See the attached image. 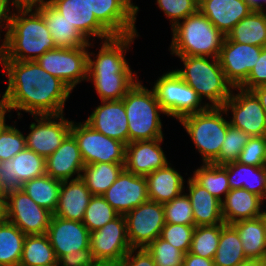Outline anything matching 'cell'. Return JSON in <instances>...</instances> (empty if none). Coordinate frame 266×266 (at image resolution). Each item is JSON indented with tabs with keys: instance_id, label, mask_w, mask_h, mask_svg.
I'll list each match as a JSON object with an SVG mask.
<instances>
[{
	"instance_id": "6125c7cd",
	"label": "cell",
	"mask_w": 266,
	"mask_h": 266,
	"mask_svg": "<svg viewBox=\"0 0 266 266\" xmlns=\"http://www.w3.org/2000/svg\"><path fill=\"white\" fill-rule=\"evenodd\" d=\"M7 113H9V111L6 110L4 107L0 110V129L6 124V117H11V114L7 115Z\"/></svg>"
},
{
	"instance_id": "8d00e7d4",
	"label": "cell",
	"mask_w": 266,
	"mask_h": 266,
	"mask_svg": "<svg viewBox=\"0 0 266 266\" xmlns=\"http://www.w3.org/2000/svg\"><path fill=\"white\" fill-rule=\"evenodd\" d=\"M247 260L237 231L228 224H221L219 245L213 259L214 266H238Z\"/></svg>"
},
{
	"instance_id": "ee69618b",
	"label": "cell",
	"mask_w": 266,
	"mask_h": 266,
	"mask_svg": "<svg viewBox=\"0 0 266 266\" xmlns=\"http://www.w3.org/2000/svg\"><path fill=\"white\" fill-rule=\"evenodd\" d=\"M165 223L194 225L191 201L185 191L170 202L163 204Z\"/></svg>"
},
{
	"instance_id": "c3c4849f",
	"label": "cell",
	"mask_w": 266,
	"mask_h": 266,
	"mask_svg": "<svg viewBox=\"0 0 266 266\" xmlns=\"http://www.w3.org/2000/svg\"><path fill=\"white\" fill-rule=\"evenodd\" d=\"M238 162L256 167L266 166V136L251 137L240 152Z\"/></svg>"
},
{
	"instance_id": "d590c367",
	"label": "cell",
	"mask_w": 266,
	"mask_h": 266,
	"mask_svg": "<svg viewBox=\"0 0 266 266\" xmlns=\"http://www.w3.org/2000/svg\"><path fill=\"white\" fill-rule=\"evenodd\" d=\"M58 265L54 249L46 234L26 235L19 266Z\"/></svg>"
},
{
	"instance_id": "7c38bea8",
	"label": "cell",
	"mask_w": 266,
	"mask_h": 266,
	"mask_svg": "<svg viewBox=\"0 0 266 266\" xmlns=\"http://www.w3.org/2000/svg\"><path fill=\"white\" fill-rule=\"evenodd\" d=\"M35 122L29 125L25 135L26 148L45 159L55 152L70 133L73 120L63 114L31 115Z\"/></svg>"
},
{
	"instance_id": "60d3db41",
	"label": "cell",
	"mask_w": 266,
	"mask_h": 266,
	"mask_svg": "<svg viewBox=\"0 0 266 266\" xmlns=\"http://www.w3.org/2000/svg\"><path fill=\"white\" fill-rule=\"evenodd\" d=\"M120 214L104 199L103 196L93 195L85 210L82 223L91 233L111 222Z\"/></svg>"
},
{
	"instance_id": "94428289",
	"label": "cell",
	"mask_w": 266,
	"mask_h": 266,
	"mask_svg": "<svg viewBox=\"0 0 266 266\" xmlns=\"http://www.w3.org/2000/svg\"><path fill=\"white\" fill-rule=\"evenodd\" d=\"M92 266H124L123 260L119 261H96Z\"/></svg>"
},
{
	"instance_id": "91938a15",
	"label": "cell",
	"mask_w": 266,
	"mask_h": 266,
	"mask_svg": "<svg viewBox=\"0 0 266 266\" xmlns=\"http://www.w3.org/2000/svg\"><path fill=\"white\" fill-rule=\"evenodd\" d=\"M238 266H266V259H247Z\"/></svg>"
},
{
	"instance_id": "1f68e13d",
	"label": "cell",
	"mask_w": 266,
	"mask_h": 266,
	"mask_svg": "<svg viewBox=\"0 0 266 266\" xmlns=\"http://www.w3.org/2000/svg\"><path fill=\"white\" fill-rule=\"evenodd\" d=\"M224 166L227 169L230 190L244 188L266 200V166L244 165L238 161Z\"/></svg>"
},
{
	"instance_id": "277c9868",
	"label": "cell",
	"mask_w": 266,
	"mask_h": 266,
	"mask_svg": "<svg viewBox=\"0 0 266 266\" xmlns=\"http://www.w3.org/2000/svg\"><path fill=\"white\" fill-rule=\"evenodd\" d=\"M171 55L218 58L225 35L199 10L172 29Z\"/></svg>"
},
{
	"instance_id": "4316f807",
	"label": "cell",
	"mask_w": 266,
	"mask_h": 266,
	"mask_svg": "<svg viewBox=\"0 0 266 266\" xmlns=\"http://www.w3.org/2000/svg\"><path fill=\"white\" fill-rule=\"evenodd\" d=\"M92 196L81 178L61 181L57 209L53 215L82 222Z\"/></svg>"
},
{
	"instance_id": "b9f144b4",
	"label": "cell",
	"mask_w": 266,
	"mask_h": 266,
	"mask_svg": "<svg viewBox=\"0 0 266 266\" xmlns=\"http://www.w3.org/2000/svg\"><path fill=\"white\" fill-rule=\"evenodd\" d=\"M251 136L231 125L228 126L226 137L222 143L218 158L213 162L217 165H225L238 161L240 152L248 143Z\"/></svg>"
},
{
	"instance_id": "d4e9b609",
	"label": "cell",
	"mask_w": 266,
	"mask_h": 266,
	"mask_svg": "<svg viewBox=\"0 0 266 266\" xmlns=\"http://www.w3.org/2000/svg\"><path fill=\"white\" fill-rule=\"evenodd\" d=\"M264 201L260 196L244 188L231 189L221 201V213L225 224L254 219L263 215ZM264 205V206H263Z\"/></svg>"
},
{
	"instance_id": "d6a6232c",
	"label": "cell",
	"mask_w": 266,
	"mask_h": 266,
	"mask_svg": "<svg viewBox=\"0 0 266 266\" xmlns=\"http://www.w3.org/2000/svg\"><path fill=\"white\" fill-rule=\"evenodd\" d=\"M226 37L237 43L266 46V12L251 11Z\"/></svg>"
},
{
	"instance_id": "681fc988",
	"label": "cell",
	"mask_w": 266,
	"mask_h": 266,
	"mask_svg": "<svg viewBox=\"0 0 266 266\" xmlns=\"http://www.w3.org/2000/svg\"><path fill=\"white\" fill-rule=\"evenodd\" d=\"M261 85H266V46L262 47L258 61L250 71L247 80L239 88L251 91Z\"/></svg>"
},
{
	"instance_id": "d6986e66",
	"label": "cell",
	"mask_w": 266,
	"mask_h": 266,
	"mask_svg": "<svg viewBox=\"0 0 266 266\" xmlns=\"http://www.w3.org/2000/svg\"><path fill=\"white\" fill-rule=\"evenodd\" d=\"M102 196L116 212L125 215L149 200L147 179L124 169Z\"/></svg>"
},
{
	"instance_id": "ab89813d",
	"label": "cell",
	"mask_w": 266,
	"mask_h": 266,
	"mask_svg": "<svg viewBox=\"0 0 266 266\" xmlns=\"http://www.w3.org/2000/svg\"><path fill=\"white\" fill-rule=\"evenodd\" d=\"M221 236V224L195 226L190 253L207 259H214Z\"/></svg>"
},
{
	"instance_id": "603a6c76",
	"label": "cell",
	"mask_w": 266,
	"mask_h": 266,
	"mask_svg": "<svg viewBox=\"0 0 266 266\" xmlns=\"http://www.w3.org/2000/svg\"><path fill=\"white\" fill-rule=\"evenodd\" d=\"M48 3L75 26L89 41L107 40L113 36L97 21L86 0H49ZM92 37V38H91Z\"/></svg>"
},
{
	"instance_id": "9a60e30c",
	"label": "cell",
	"mask_w": 266,
	"mask_h": 266,
	"mask_svg": "<svg viewBox=\"0 0 266 266\" xmlns=\"http://www.w3.org/2000/svg\"><path fill=\"white\" fill-rule=\"evenodd\" d=\"M91 13L112 35L126 36L138 33L135 23L139 7L132 0H86Z\"/></svg>"
},
{
	"instance_id": "7a4b0ae2",
	"label": "cell",
	"mask_w": 266,
	"mask_h": 266,
	"mask_svg": "<svg viewBox=\"0 0 266 266\" xmlns=\"http://www.w3.org/2000/svg\"><path fill=\"white\" fill-rule=\"evenodd\" d=\"M139 36H113L101 41L98 53L88 50L87 82L94 85L101 101L121 100L139 79L125 57Z\"/></svg>"
},
{
	"instance_id": "5bb4252c",
	"label": "cell",
	"mask_w": 266,
	"mask_h": 266,
	"mask_svg": "<svg viewBox=\"0 0 266 266\" xmlns=\"http://www.w3.org/2000/svg\"><path fill=\"white\" fill-rule=\"evenodd\" d=\"M127 237L132 248H145L161 235L165 225L163 204L148 200L125 215Z\"/></svg>"
},
{
	"instance_id": "ffe728a7",
	"label": "cell",
	"mask_w": 266,
	"mask_h": 266,
	"mask_svg": "<svg viewBox=\"0 0 266 266\" xmlns=\"http://www.w3.org/2000/svg\"><path fill=\"white\" fill-rule=\"evenodd\" d=\"M90 234L82 222L54 215L46 232L57 260L71 251L90 248Z\"/></svg>"
},
{
	"instance_id": "9c48e42d",
	"label": "cell",
	"mask_w": 266,
	"mask_h": 266,
	"mask_svg": "<svg viewBox=\"0 0 266 266\" xmlns=\"http://www.w3.org/2000/svg\"><path fill=\"white\" fill-rule=\"evenodd\" d=\"M89 46L77 48H55L45 52L36 62L49 74L59 78L72 91L82 81H87Z\"/></svg>"
},
{
	"instance_id": "484cf974",
	"label": "cell",
	"mask_w": 266,
	"mask_h": 266,
	"mask_svg": "<svg viewBox=\"0 0 266 266\" xmlns=\"http://www.w3.org/2000/svg\"><path fill=\"white\" fill-rule=\"evenodd\" d=\"M198 10L225 37L240 20L252 11L244 0H199Z\"/></svg>"
},
{
	"instance_id": "3957f363",
	"label": "cell",
	"mask_w": 266,
	"mask_h": 266,
	"mask_svg": "<svg viewBox=\"0 0 266 266\" xmlns=\"http://www.w3.org/2000/svg\"><path fill=\"white\" fill-rule=\"evenodd\" d=\"M4 30L0 60L36 61L56 48L45 20L35 8L13 9Z\"/></svg>"
},
{
	"instance_id": "bcb514c9",
	"label": "cell",
	"mask_w": 266,
	"mask_h": 266,
	"mask_svg": "<svg viewBox=\"0 0 266 266\" xmlns=\"http://www.w3.org/2000/svg\"><path fill=\"white\" fill-rule=\"evenodd\" d=\"M157 7L169 19L171 29L198 11L199 0H156Z\"/></svg>"
},
{
	"instance_id": "52a82bcc",
	"label": "cell",
	"mask_w": 266,
	"mask_h": 266,
	"mask_svg": "<svg viewBox=\"0 0 266 266\" xmlns=\"http://www.w3.org/2000/svg\"><path fill=\"white\" fill-rule=\"evenodd\" d=\"M223 114L229 116L223 107H207L178 121L200 153L203 164L213 163L219 156L230 125Z\"/></svg>"
},
{
	"instance_id": "4fadbf2b",
	"label": "cell",
	"mask_w": 266,
	"mask_h": 266,
	"mask_svg": "<svg viewBox=\"0 0 266 266\" xmlns=\"http://www.w3.org/2000/svg\"><path fill=\"white\" fill-rule=\"evenodd\" d=\"M7 220L25 235L46 234L53 213L39 206L22 189L6 194Z\"/></svg>"
},
{
	"instance_id": "4dcf8cb0",
	"label": "cell",
	"mask_w": 266,
	"mask_h": 266,
	"mask_svg": "<svg viewBox=\"0 0 266 266\" xmlns=\"http://www.w3.org/2000/svg\"><path fill=\"white\" fill-rule=\"evenodd\" d=\"M231 226L237 231L247 259H266V226L262 216L237 221Z\"/></svg>"
},
{
	"instance_id": "6da1fadb",
	"label": "cell",
	"mask_w": 266,
	"mask_h": 266,
	"mask_svg": "<svg viewBox=\"0 0 266 266\" xmlns=\"http://www.w3.org/2000/svg\"><path fill=\"white\" fill-rule=\"evenodd\" d=\"M8 77L2 95L3 107L30 115L63 114L72 90L59 78L46 72L36 61L0 60ZM20 111V112H19ZM21 114V115H20Z\"/></svg>"
},
{
	"instance_id": "f907efd6",
	"label": "cell",
	"mask_w": 266,
	"mask_h": 266,
	"mask_svg": "<svg viewBox=\"0 0 266 266\" xmlns=\"http://www.w3.org/2000/svg\"><path fill=\"white\" fill-rule=\"evenodd\" d=\"M96 262L90 248L69 252L58 260V266H92Z\"/></svg>"
},
{
	"instance_id": "7402d4cb",
	"label": "cell",
	"mask_w": 266,
	"mask_h": 266,
	"mask_svg": "<svg viewBox=\"0 0 266 266\" xmlns=\"http://www.w3.org/2000/svg\"><path fill=\"white\" fill-rule=\"evenodd\" d=\"M164 138L130 142L125 147L126 171L139 176H147L166 166L169 161L161 143Z\"/></svg>"
},
{
	"instance_id": "e7e4bbea",
	"label": "cell",
	"mask_w": 266,
	"mask_h": 266,
	"mask_svg": "<svg viewBox=\"0 0 266 266\" xmlns=\"http://www.w3.org/2000/svg\"><path fill=\"white\" fill-rule=\"evenodd\" d=\"M264 223H265V226H266V212L264 211Z\"/></svg>"
},
{
	"instance_id": "ac0fdd59",
	"label": "cell",
	"mask_w": 266,
	"mask_h": 266,
	"mask_svg": "<svg viewBox=\"0 0 266 266\" xmlns=\"http://www.w3.org/2000/svg\"><path fill=\"white\" fill-rule=\"evenodd\" d=\"M45 174V158L27 148L10 160L0 161V186L5 194L22 189L24 182Z\"/></svg>"
},
{
	"instance_id": "e0dca14e",
	"label": "cell",
	"mask_w": 266,
	"mask_h": 266,
	"mask_svg": "<svg viewBox=\"0 0 266 266\" xmlns=\"http://www.w3.org/2000/svg\"><path fill=\"white\" fill-rule=\"evenodd\" d=\"M262 47L237 43L225 37L218 60L227 81L239 88L258 61Z\"/></svg>"
},
{
	"instance_id": "8fae6325",
	"label": "cell",
	"mask_w": 266,
	"mask_h": 266,
	"mask_svg": "<svg viewBox=\"0 0 266 266\" xmlns=\"http://www.w3.org/2000/svg\"><path fill=\"white\" fill-rule=\"evenodd\" d=\"M223 108L227 115L231 112L232 117L229 120L231 126L251 137L266 136V113L252 91L233 88Z\"/></svg>"
},
{
	"instance_id": "5b68a950",
	"label": "cell",
	"mask_w": 266,
	"mask_h": 266,
	"mask_svg": "<svg viewBox=\"0 0 266 266\" xmlns=\"http://www.w3.org/2000/svg\"><path fill=\"white\" fill-rule=\"evenodd\" d=\"M184 67L176 73L191 86L208 107H223L233 86L227 81L218 58L177 56ZM208 100V102H205Z\"/></svg>"
},
{
	"instance_id": "be15d7a7",
	"label": "cell",
	"mask_w": 266,
	"mask_h": 266,
	"mask_svg": "<svg viewBox=\"0 0 266 266\" xmlns=\"http://www.w3.org/2000/svg\"><path fill=\"white\" fill-rule=\"evenodd\" d=\"M3 108V101L0 99V110Z\"/></svg>"
},
{
	"instance_id": "44dd1931",
	"label": "cell",
	"mask_w": 266,
	"mask_h": 266,
	"mask_svg": "<svg viewBox=\"0 0 266 266\" xmlns=\"http://www.w3.org/2000/svg\"><path fill=\"white\" fill-rule=\"evenodd\" d=\"M85 122L105 136L129 144L128 120L122 100L101 101Z\"/></svg>"
},
{
	"instance_id": "2e32d148",
	"label": "cell",
	"mask_w": 266,
	"mask_h": 266,
	"mask_svg": "<svg viewBox=\"0 0 266 266\" xmlns=\"http://www.w3.org/2000/svg\"><path fill=\"white\" fill-rule=\"evenodd\" d=\"M124 215L90 234V249L96 261H119L131 249Z\"/></svg>"
},
{
	"instance_id": "e575fe53",
	"label": "cell",
	"mask_w": 266,
	"mask_h": 266,
	"mask_svg": "<svg viewBox=\"0 0 266 266\" xmlns=\"http://www.w3.org/2000/svg\"><path fill=\"white\" fill-rule=\"evenodd\" d=\"M61 181L45 174L23 183L22 190L39 206L54 214L57 209Z\"/></svg>"
},
{
	"instance_id": "74e56055",
	"label": "cell",
	"mask_w": 266,
	"mask_h": 266,
	"mask_svg": "<svg viewBox=\"0 0 266 266\" xmlns=\"http://www.w3.org/2000/svg\"><path fill=\"white\" fill-rule=\"evenodd\" d=\"M25 237L10 221L0 222V266H19Z\"/></svg>"
},
{
	"instance_id": "f546056e",
	"label": "cell",
	"mask_w": 266,
	"mask_h": 266,
	"mask_svg": "<svg viewBox=\"0 0 266 266\" xmlns=\"http://www.w3.org/2000/svg\"><path fill=\"white\" fill-rule=\"evenodd\" d=\"M149 200L161 204L170 202L185 191L184 177L169 162L146 176Z\"/></svg>"
},
{
	"instance_id": "03108f58",
	"label": "cell",
	"mask_w": 266,
	"mask_h": 266,
	"mask_svg": "<svg viewBox=\"0 0 266 266\" xmlns=\"http://www.w3.org/2000/svg\"><path fill=\"white\" fill-rule=\"evenodd\" d=\"M0 194H5L0 186Z\"/></svg>"
},
{
	"instance_id": "7bdbcfd3",
	"label": "cell",
	"mask_w": 266,
	"mask_h": 266,
	"mask_svg": "<svg viewBox=\"0 0 266 266\" xmlns=\"http://www.w3.org/2000/svg\"><path fill=\"white\" fill-rule=\"evenodd\" d=\"M145 249L153 258L156 266H183L185 254L160 236Z\"/></svg>"
},
{
	"instance_id": "7dc6e473",
	"label": "cell",
	"mask_w": 266,
	"mask_h": 266,
	"mask_svg": "<svg viewBox=\"0 0 266 266\" xmlns=\"http://www.w3.org/2000/svg\"><path fill=\"white\" fill-rule=\"evenodd\" d=\"M194 229V225L165 223L160 237L186 254L190 250Z\"/></svg>"
},
{
	"instance_id": "11a10c76",
	"label": "cell",
	"mask_w": 266,
	"mask_h": 266,
	"mask_svg": "<svg viewBox=\"0 0 266 266\" xmlns=\"http://www.w3.org/2000/svg\"><path fill=\"white\" fill-rule=\"evenodd\" d=\"M49 0H10L13 9H28L41 6Z\"/></svg>"
},
{
	"instance_id": "6f0895ef",
	"label": "cell",
	"mask_w": 266,
	"mask_h": 266,
	"mask_svg": "<svg viewBox=\"0 0 266 266\" xmlns=\"http://www.w3.org/2000/svg\"><path fill=\"white\" fill-rule=\"evenodd\" d=\"M252 11L266 12V0H244Z\"/></svg>"
},
{
	"instance_id": "83f0119b",
	"label": "cell",
	"mask_w": 266,
	"mask_h": 266,
	"mask_svg": "<svg viewBox=\"0 0 266 266\" xmlns=\"http://www.w3.org/2000/svg\"><path fill=\"white\" fill-rule=\"evenodd\" d=\"M45 20L56 48L89 46V41L48 2L35 8Z\"/></svg>"
},
{
	"instance_id": "816d5d0a",
	"label": "cell",
	"mask_w": 266,
	"mask_h": 266,
	"mask_svg": "<svg viewBox=\"0 0 266 266\" xmlns=\"http://www.w3.org/2000/svg\"><path fill=\"white\" fill-rule=\"evenodd\" d=\"M124 266H156L145 248H131L123 258Z\"/></svg>"
},
{
	"instance_id": "cb8c5ba5",
	"label": "cell",
	"mask_w": 266,
	"mask_h": 266,
	"mask_svg": "<svg viewBox=\"0 0 266 266\" xmlns=\"http://www.w3.org/2000/svg\"><path fill=\"white\" fill-rule=\"evenodd\" d=\"M84 166L77 141L71 133L65 137L58 149L45 159L46 174L60 181L80 178Z\"/></svg>"
},
{
	"instance_id": "836d02e7",
	"label": "cell",
	"mask_w": 266,
	"mask_h": 266,
	"mask_svg": "<svg viewBox=\"0 0 266 266\" xmlns=\"http://www.w3.org/2000/svg\"><path fill=\"white\" fill-rule=\"evenodd\" d=\"M125 163H94L85 165L81 179L92 195L102 196L125 169Z\"/></svg>"
},
{
	"instance_id": "003e7915",
	"label": "cell",
	"mask_w": 266,
	"mask_h": 266,
	"mask_svg": "<svg viewBox=\"0 0 266 266\" xmlns=\"http://www.w3.org/2000/svg\"><path fill=\"white\" fill-rule=\"evenodd\" d=\"M0 33H2L1 31H0ZM1 34H0V40H1ZM0 54H1V44H0Z\"/></svg>"
},
{
	"instance_id": "30bf717a",
	"label": "cell",
	"mask_w": 266,
	"mask_h": 266,
	"mask_svg": "<svg viewBox=\"0 0 266 266\" xmlns=\"http://www.w3.org/2000/svg\"><path fill=\"white\" fill-rule=\"evenodd\" d=\"M70 133L75 137L85 165L125 163V147L121 141L94 130L85 121H73Z\"/></svg>"
},
{
	"instance_id": "f6af8a7d",
	"label": "cell",
	"mask_w": 266,
	"mask_h": 266,
	"mask_svg": "<svg viewBox=\"0 0 266 266\" xmlns=\"http://www.w3.org/2000/svg\"><path fill=\"white\" fill-rule=\"evenodd\" d=\"M26 148L25 135L16 125L7 123L0 129V161L12 159Z\"/></svg>"
},
{
	"instance_id": "f5cc1de1",
	"label": "cell",
	"mask_w": 266,
	"mask_h": 266,
	"mask_svg": "<svg viewBox=\"0 0 266 266\" xmlns=\"http://www.w3.org/2000/svg\"><path fill=\"white\" fill-rule=\"evenodd\" d=\"M183 266H214V261L187 252L184 256Z\"/></svg>"
},
{
	"instance_id": "db71d44e",
	"label": "cell",
	"mask_w": 266,
	"mask_h": 266,
	"mask_svg": "<svg viewBox=\"0 0 266 266\" xmlns=\"http://www.w3.org/2000/svg\"><path fill=\"white\" fill-rule=\"evenodd\" d=\"M11 2L10 0H0V31L4 32L2 29H5L9 23L10 17L12 16L11 11Z\"/></svg>"
},
{
	"instance_id": "680465c9",
	"label": "cell",
	"mask_w": 266,
	"mask_h": 266,
	"mask_svg": "<svg viewBox=\"0 0 266 266\" xmlns=\"http://www.w3.org/2000/svg\"><path fill=\"white\" fill-rule=\"evenodd\" d=\"M7 220L6 194H0V222Z\"/></svg>"
},
{
	"instance_id": "8992f818",
	"label": "cell",
	"mask_w": 266,
	"mask_h": 266,
	"mask_svg": "<svg viewBox=\"0 0 266 266\" xmlns=\"http://www.w3.org/2000/svg\"><path fill=\"white\" fill-rule=\"evenodd\" d=\"M121 100L128 120L129 143L164 137L160 114L166 113L153 88L144 87L138 79Z\"/></svg>"
},
{
	"instance_id": "ba28073f",
	"label": "cell",
	"mask_w": 266,
	"mask_h": 266,
	"mask_svg": "<svg viewBox=\"0 0 266 266\" xmlns=\"http://www.w3.org/2000/svg\"><path fill=\"white\" fill-rule=\"evenodd\" d=\"M152 88L166 116L178 121L208 107L174 69L158 77Z\"/></svg>"
},
{
	"instance_id": "9f6ffc18",
	"label": "cell",
	"mask_w": 266,
	"mask_h": 266,
	"mask_svg": "<svg viewBox=\"0 0 266 266\" xmlns=\"http://www.w3.org/2000/svg\"><path fill=\"white\" fill-rule=\"evenodd\" d=\"M259 99L265 113H266V85L258 86L251 90Z\"/></svg>"
},
{
	"instance_id": "f35d334b",
	"label": "cell",
	"mask_w": 266,
	"mask_h": 266,
	"mask_svg": "<svg viewBox=\"0 0 266 266\" xmlns=\"http://www.w3.org/2000/svg\"><path fill=\"white\" fill-rule=\"evenodd\" d=\"M191 177L220 201L230 191L227 169L224 165L202 163L200 167L193 171Z\"/></svg>"
},
{
	"instance_id": "f1b7e54d",
	"label": "cell",
	"mask_w": 266,
	"mask_h": 266,
	"mask_svg": "<svg viewBox=\"0 0 266 266\" xmlns=\"http://www.w3.org/2000/svg\"><path fill=\"white\" fill-rule=\"evenodd\" d=\"M186 194L191 201L194 226L224 224L221 213V201L199 185L190 175Z\"/></svg>"
}]
</instances>
